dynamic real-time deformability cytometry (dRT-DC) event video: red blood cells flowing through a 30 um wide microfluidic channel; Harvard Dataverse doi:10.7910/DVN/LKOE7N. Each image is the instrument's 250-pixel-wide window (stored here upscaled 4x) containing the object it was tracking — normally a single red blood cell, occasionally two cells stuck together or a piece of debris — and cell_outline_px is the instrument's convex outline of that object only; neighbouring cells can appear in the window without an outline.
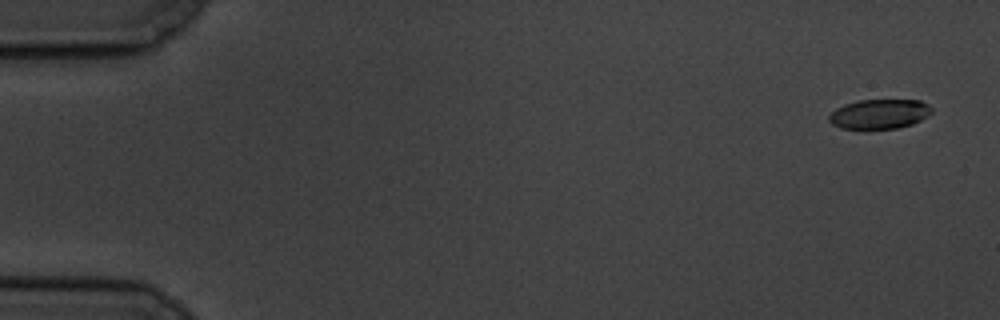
{"species": "common noctule bat (a hibernating species)", "species_latin": "Nyctalus noctula", "temperature_condition": "cold", "stored_images_in_passage": 59, "camera_frame_rate_fps": 3000, "um_per_image_px": 0.085, "animal": {"sex": "male", "body_mass_g": 19.5, "forearm_length_mm": 54.6}, "frame": {"image": 1, "passage_image": 3, "time_ms": 0.667, "image_size_px": [1000, 320], "cell_outline_px": [[932, 112], [928, 116], [912, 124], [896, 128], [840, 128], [832, 124], [828, 120], [828, 116], [836, 108], [844, 104], [860, 100], [920, 100], [928, 104], [932, 108]], "centroid_in_image_um": [74.75, 9.68], "position_along_channel_um": 10.2, "area_um2": 17.63}}
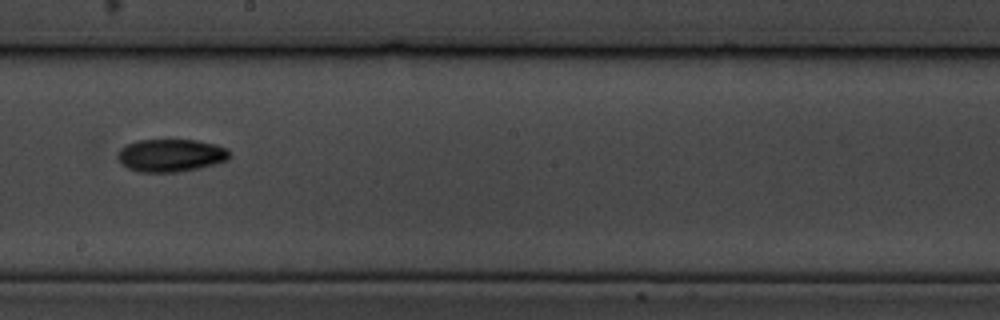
{"frame": {"image": 2, "passage_image": 34, "time_ms": 11.0, "image_size_px": [1000, 320], "cell_outline_px": [[228, 160], [216, 164], [200, 168], [176, 172], [140, 172], [128, 168], [120, 164], [116, 156], [120, 148], [124, 144], [136, 140], [196, 140], [216, 144], [228, 148]], "centroid_in_image_um": [14.48, 13.2], "position_along_channel_um": 233.7, "area_um2": 21.62}}
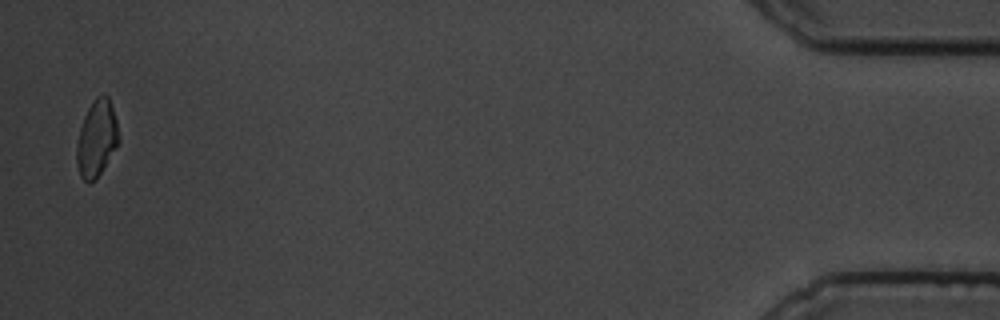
{"frame": {"image": 3, "passage_image": 58, "time_ms": 19.0, "image_size_px": [1000, 320], "cell_outline_px": [[120, 140], [116, 148], [100, 172], [88, 184], [80, 176], [76, 160], [76, 144], [80, 128], [84, 116], [92, 100], [96, 96], [108, 96], [116, 120], [120, 136]], "centroid_in_image_um": [8.21, 11.76], "position_along_channel_um": 427.0, "area_um2": 18.55}, "authors_computed_cell_mechanics": {"area_um2": 19.8832, "velocity_mm_per_s": 3.4789, "shape_relaxation_time_tau1_ms": 4.1516, "shape_relaxation_time_tau2_ms": null, "deformation_change_tau1": 0.1331, "deformation_change_tau2": null}}